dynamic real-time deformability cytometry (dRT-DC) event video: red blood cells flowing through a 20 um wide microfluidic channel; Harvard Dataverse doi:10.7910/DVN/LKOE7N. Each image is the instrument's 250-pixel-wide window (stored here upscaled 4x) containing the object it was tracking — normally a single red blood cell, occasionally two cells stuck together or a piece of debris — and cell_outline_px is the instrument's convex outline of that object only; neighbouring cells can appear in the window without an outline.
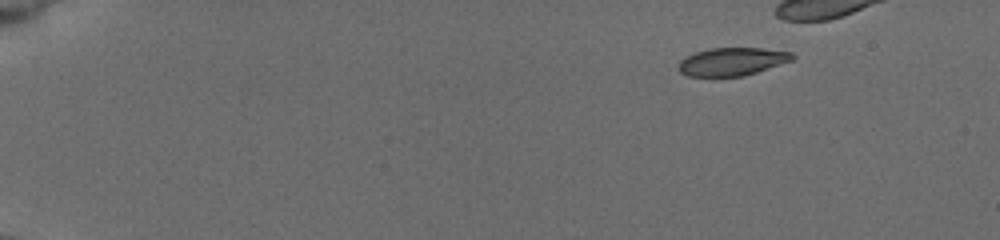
{"species": "common noctule bat (a hibernating species)", "species_latin": "Nyctalus noctula", "temperature_condition": "cold", "stored_images_in_passage": 11, "segment_of_instrument_passage": [1, 2], "camera_frame_rate_fps": 3000, "um_per_image_px": 0.085, "animal": {"sex": "female", "body_mass_g": 19.5, "forearm_length_mm": 54.1}, "frame": {"image": 1, "passage_image": 1, "time_ms": 0.0, "image_size_px": [1000, 240], "cell_outline_px": [[796, 56], [792, 60], [744, 76], [688, 76], [680, 72], [680, 60], [696, 52], [712, 48], [764, 48], [792, 52]], "centroid_in_image_um": [62.27, 5.23], "position_along_channel_um": 22.7, "area_um2": 18.32}}
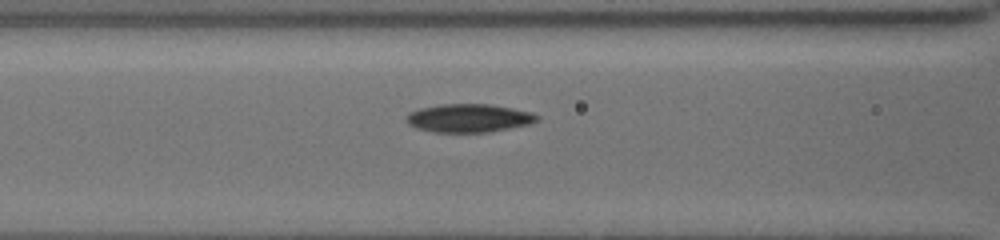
{"frame": {"image": 2, "passage_image": 8, "time_ms": 6.0, "image_size_px": [1000, 240], "cell_outline_px": [[540, 116], [536, 120], [528, 124], [492, 132], [432, 132], [416, 128], [408, 124], [404, 120], [404, 116], [408, 112], [420, 108], [440, 104], [488, 104], [512, 108], [532, 112]], "centroid_in_image_um": [39.79, 10.04], "position_along_channel_um": 126.8, "area_um2": 21.73}}
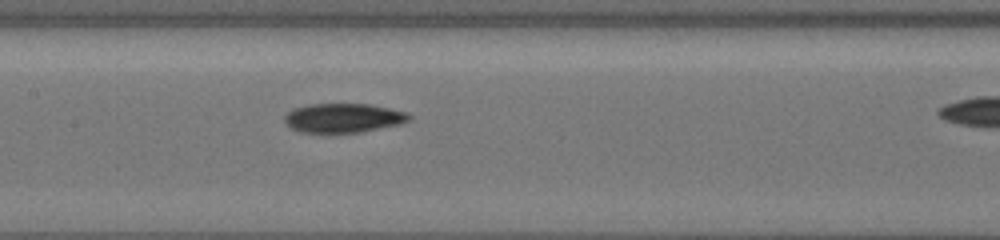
{"frame": {"image": 3, "passage_image": 10, "time_ms": 7.333, "image_size_px": [1000, 240], "cell_outline_px": [[412, 116], [408, 120], [396, 124], [360, 132], [304, 132], [292, 128], [284, 120], [284, 116], [292, 108], [308, 104], [368, 104], [408, 112]], "centroid_in_image_um": [29.15, 10.01], "position_along_channel_um": 178.2, "area_um2": 20.81}}